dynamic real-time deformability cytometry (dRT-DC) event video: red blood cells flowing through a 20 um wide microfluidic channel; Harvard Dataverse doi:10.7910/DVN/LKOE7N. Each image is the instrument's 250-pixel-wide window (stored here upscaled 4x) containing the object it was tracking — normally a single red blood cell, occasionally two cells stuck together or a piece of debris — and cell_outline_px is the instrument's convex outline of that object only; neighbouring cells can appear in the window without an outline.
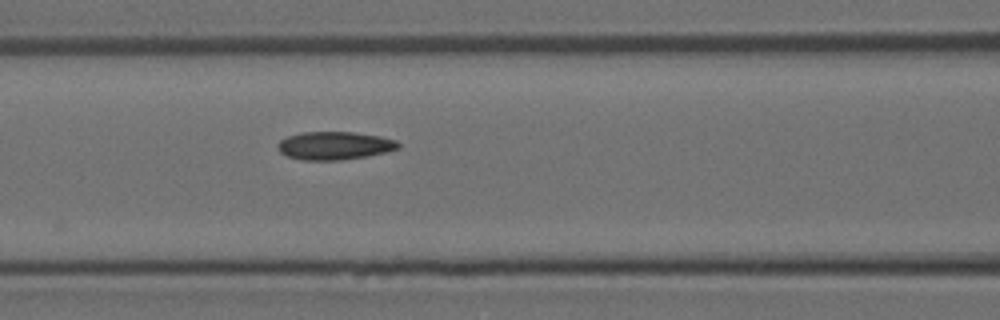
{"species": "Egyptian fruit bat (a non-hibernating species)", "species_latin": "Rousettus aegyptiacus", "temperature_condition": "room temperature", "stored_images_in_passage": 6, "camera_frame_rate_fps": 3000, "um_per_image_px": 0.085, "animal": {"sex": "female"}, "frame": {"image": 1, "passage_image": 6, "time_ms": 1.667, "image_size_px": [1000, 320], "cell_outline_px": [[400, 148], [384, 152], [364, 156], [340, 160], [304, 160], [288, 156], [280, 152], [276, 144], [280, 140], [288, 136], [300, 132], [352, 132], [380, 136], [396, 140], [400, 144]], "centroid_in_image_um": [28.41, 12.37], "position_along_channel_um": 138.2, "area_um2": 19.59}}